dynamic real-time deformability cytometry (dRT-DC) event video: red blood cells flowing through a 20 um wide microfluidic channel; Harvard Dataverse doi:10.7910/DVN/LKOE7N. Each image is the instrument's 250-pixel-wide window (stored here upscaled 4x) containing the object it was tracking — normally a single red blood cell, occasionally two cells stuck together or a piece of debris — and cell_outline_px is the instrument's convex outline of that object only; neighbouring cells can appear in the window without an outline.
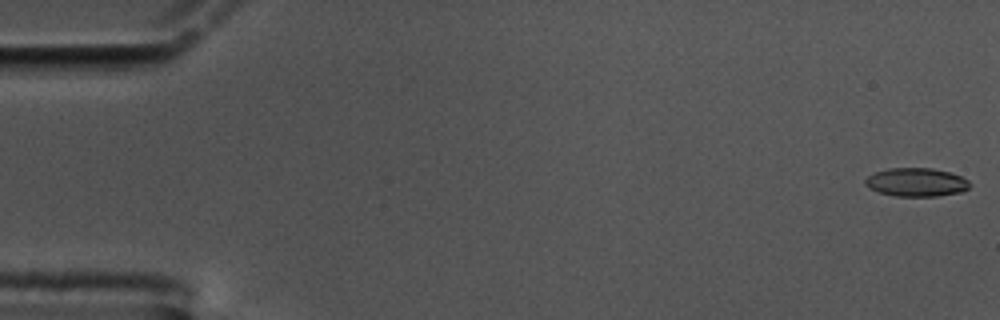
{"species": "common noctule bat (a hibernating species)", "species_latin": "Nyctalus noctula", "temperature_condition": "cold", "stored_images_in_passage": 6, "camera_frame_rate_fps": 3000, "um_per_image_px": 0.085, "animal": {"sex": "male", "body_mass_g": 17.5, "forearm_length_mm": 52.3}, "frame": {"image": 1, "passage_image": 1, "time_ms": 0.0, "image_size_px": [1000, 320], "cell_outline_px": [[972, 184], [964, 192], [936, 196], [896, 196], [880, 192], [864, 184], [864, 180], [868, 176], [876, 172], [888, 168], [932, 168], [948, 172], [960, 176], [968, 180]], "centroid_in_image_um": [77.92, 15.49], "position_along_channel_um": 7.1, "area_um2": 17.28}}